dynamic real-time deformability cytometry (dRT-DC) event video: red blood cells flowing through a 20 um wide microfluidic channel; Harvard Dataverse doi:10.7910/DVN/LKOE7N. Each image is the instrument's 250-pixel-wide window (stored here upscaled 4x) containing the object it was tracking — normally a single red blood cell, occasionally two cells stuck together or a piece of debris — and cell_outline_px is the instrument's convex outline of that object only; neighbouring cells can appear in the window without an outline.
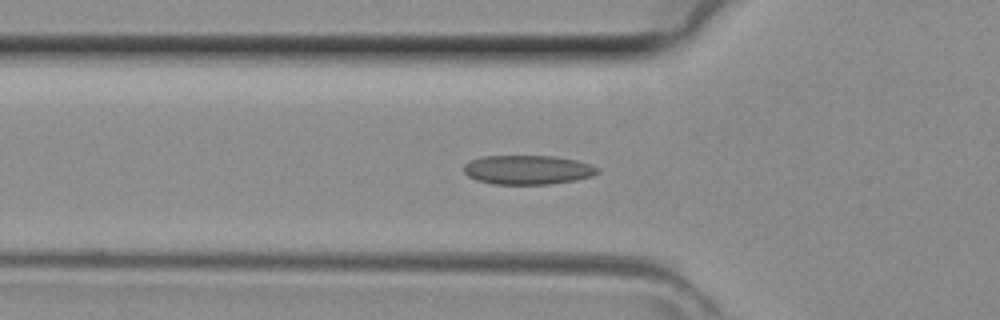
{"species": "common noctule bat (a hibernating species)", "species_latin": "Nyctalus noctula", "temperature_condition": "room temperature", "stored_images_in_passage": 35, "camera_frame_rate_fps": 3000, "um_per_image_px": 0.085, "animal": {"sex": "female", "body_mass_g": 29.2, "forearm_length_mm": 56.3}, "frame": {"image": 1, "passage_image": 7, "time_ms": 2.0, "image_size_px": [1000, 320], "cell_outline_px": [[600, 172], [592, 176], [576, 180], [552, 184], [492, 184], [476, 180], [468, 176], [464, 172], [464, 164], [472, 160], [484, 156], [552, 156], [576, 160], [592, 164], [600, 168]], "centroid_in_image_um": [44.89, 14.44], "position_along_channel_um": 80.9, "area_um2": 22.89}}
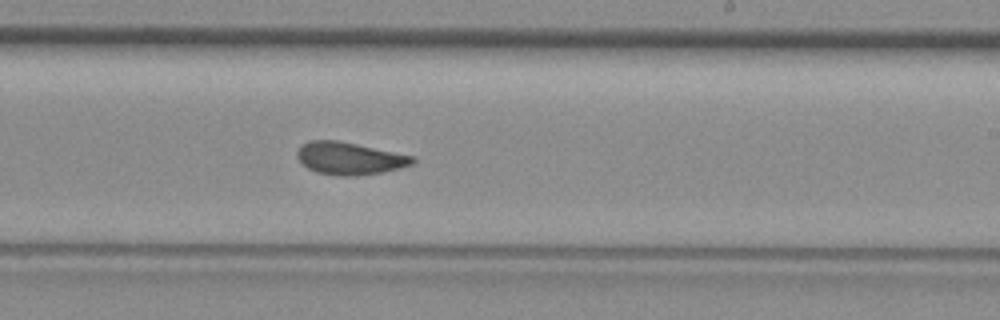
{"frame": {"image": 2, "passage_image": 18, "time_ms": 5.667, "image_size_px": [1000, 320], "cell_outline_px": [[416, 160], [412, 164], [400, 168], [384, 172], [356, 176], [336, 176], [316, 172], [308, 168], [296, 156], [296, 152], [300, 144], [308, 140], [336, 140], [356, 144], [412, 156]], "centroid_in_image_um": [29.66, 13.47], "position_along_channel_um": 259.3, "area_um2": 21.79}}
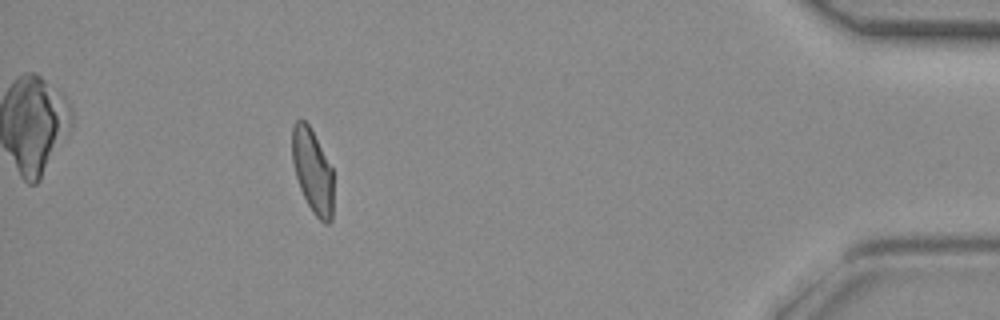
{"frame": {"image": 3, "passage_image": 31, "time_ms": 10.0, "image_size_px": [1000, 320], "cell_outline_px": [[332, 220], [328, 224], [324, 224], [312, 212], [300, 188], [296, 176], [292, 160], [292, 124], [296, 120], [304, 120], [308, 124], [332, 168]], "centroid_in_image_um": [26.55, 14.55], "position_along_channel_um": 408.6, "area_um2": 19.94}}